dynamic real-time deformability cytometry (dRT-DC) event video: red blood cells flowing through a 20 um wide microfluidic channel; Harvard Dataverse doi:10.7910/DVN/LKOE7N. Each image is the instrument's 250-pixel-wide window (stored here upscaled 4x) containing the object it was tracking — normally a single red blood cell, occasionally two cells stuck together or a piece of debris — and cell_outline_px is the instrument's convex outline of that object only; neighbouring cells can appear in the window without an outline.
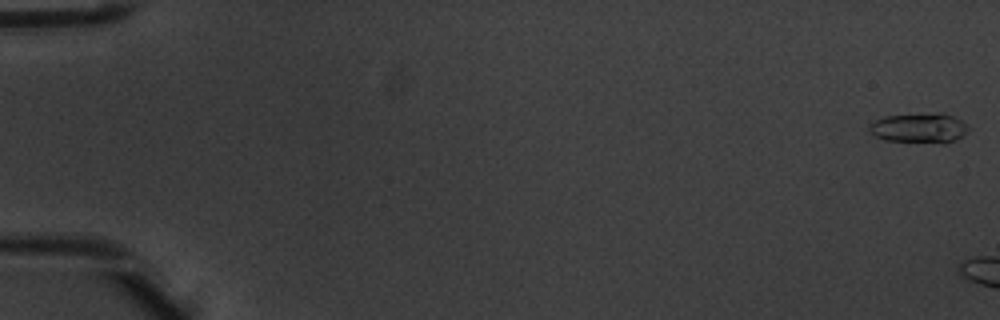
{"species": "common noctule bat (a hibernating species)", "species_latin": "Nyctalus noctula", "temperature_condition": "warm", "stored_images_in_passage": 3, "camera_frame_rate_fps": 3000, "um_per_image_px": 0.085, "animal": {"sex": "male", "body_mass_g": 20.1, "forearm_length_mm": 53.5}, "frame": {"image": 1, "passage_image": 1, "time_ms": 0.0, "image_size_px": [1000, 320], "cell_outline_px": [[968, 128], [956, 140], [944, 144], [884, 140], [876, 136], [868, 128], [868, 124], [884, 116], [936, 112], [944, 112], [960, 120]], "centroid_in_image_um": [78.11, 10.88], "position_along_channel_um": 6.9, "area_um2": 17.34}}